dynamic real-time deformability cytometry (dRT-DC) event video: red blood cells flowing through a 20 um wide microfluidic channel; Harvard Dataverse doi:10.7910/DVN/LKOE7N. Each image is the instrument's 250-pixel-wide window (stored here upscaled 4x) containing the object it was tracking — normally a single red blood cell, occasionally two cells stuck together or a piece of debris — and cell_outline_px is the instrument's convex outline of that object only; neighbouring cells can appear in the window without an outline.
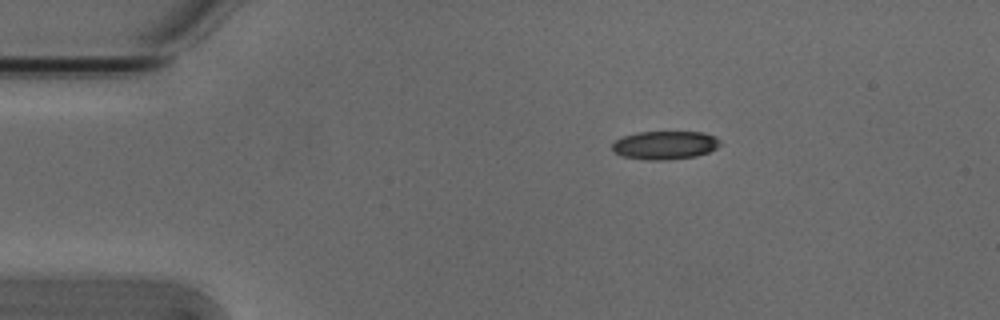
{"species": "Egyptian fruit bat (a non-hibernating species)", "species_latin": "Rousettus aegyptiacus", "temperature_condition": "cold", "stored_images_in_passage": 2, "camera_frame_rate_fps": 3000, "um_per_image_px": 0.085, "animal": {"sex": "male"}, "frame": {"image": 1, "passage_image": 1, "time_ms": 0.0, "image_size_px": [1000, 320], "cell_outline_px": [[720, 144], [716, 148], [708, 152], [696, 156], [668, 160], [644, 160], [620, 156], [612, 152], [612, 144], [616, 140], [624, 136], [636, 132], [704, 132], [716, 136], [720, 140]], "centroid_in_image_um": [56.5, 12.34], "position_along_channel_um": 28.5, "area_um2": 18.09}}